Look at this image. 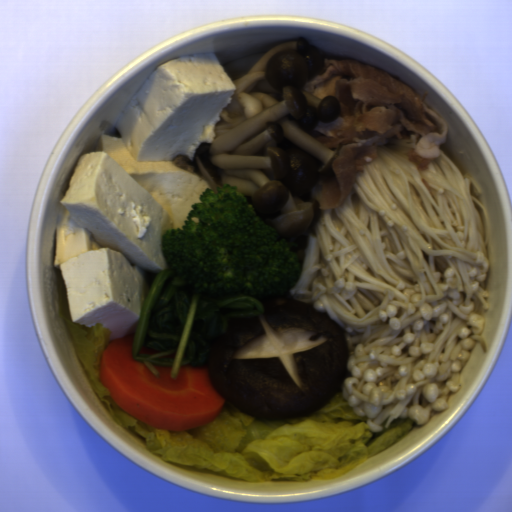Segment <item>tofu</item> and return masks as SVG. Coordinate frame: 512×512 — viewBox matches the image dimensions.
<instances>
[{"instance_id": "1", "label": "tofu", "mask_w": 512, "mask_h": 512, "mask_svg": "<svg viewBox=\"0 0 512 512\" xmlns=\"http://www.w3.org/2000/svg\"><path fill=\"white\" fill-rule=\"evenodd\" d=\"M236 88L216 52L157 67L120 114L119 137L84 152L56 206L53 265L72 323L134 335L155 277L161 237L183 229L207 181L175 165L214 142Z\"/></svg>"}]
</instances>
